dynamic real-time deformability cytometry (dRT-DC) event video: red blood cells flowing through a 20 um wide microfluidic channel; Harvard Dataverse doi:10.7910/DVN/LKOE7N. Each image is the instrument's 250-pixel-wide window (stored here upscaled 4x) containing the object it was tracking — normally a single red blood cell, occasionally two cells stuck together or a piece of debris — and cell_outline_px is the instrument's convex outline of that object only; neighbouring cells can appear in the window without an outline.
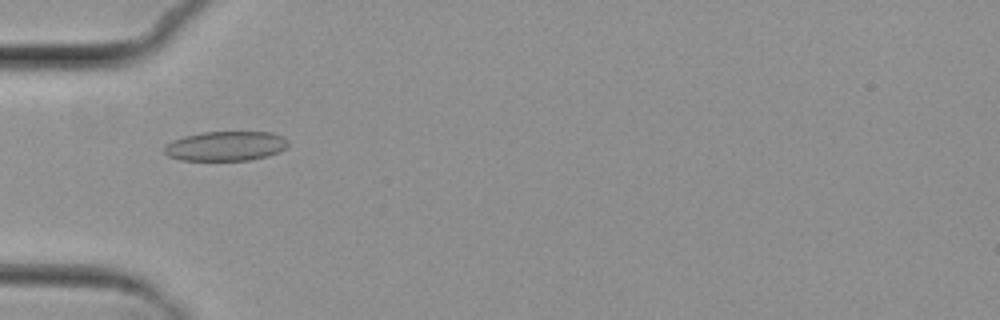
{"species": "common noctule bat (a hibernating species)", "species_latin": "Nyctalus noctula", "temperature_condition": "cold", "stored_images_in_passage": 7, "camera_frame_rate_fps": 3000, "um_per_image_px": 0.085, "animal": {"sex": "female", "body_mass_g": 29.2, "forearm_length_mm": 56.3}, "frame": {"image": 1, "passage_image": 5, "time_ms": 4.333, "image_size_px": [1000, 320], "cell_outline_px": [[288, 148], [280, 152], [268, 156], [248, 160], [180, 160], [168, 156], [164, 152], [164, 144], [172, 140], [184, 136], [204, 132], [272, 132], [284, 136], [288, 140]], "centroid_in_image_um": [19.21, 12.41], "position_along_channel_um": 65.8, "area_um2": 21.62}}
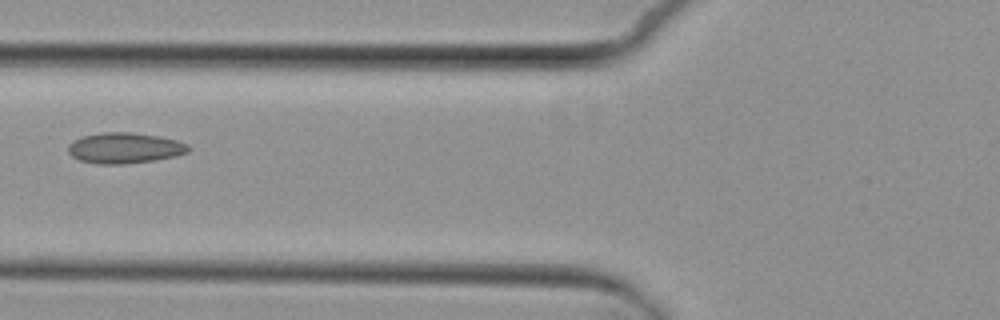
{"frame": {"image": 2, "passage_image": 6, "time_ms": 5.667, "image_size_px": [1000, 320], "cell_outline_px": [[192, 148], [188, 152], [176, 156], [156, 160], [124, 164], [96, 164], [80, 160], [72, 156], [68, 152], [68, 144], [80, 136], [104, 132], [132, 132], [160, 136], [176, 140], [188, 144]], "centroid_in_image_um": [10.61, 12.58], "position_along_channel_um": 115.2, "area_um2": 21.79}}
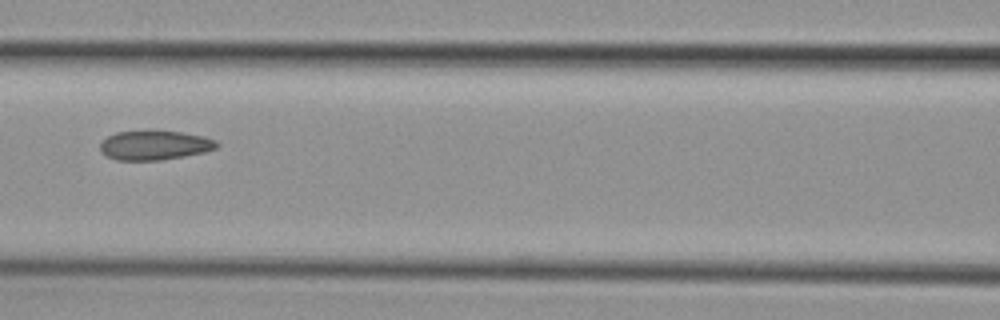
{"frame": {"image": 3, "passage_image": 7, "time_ms": 6.667, "image_size_px": [1000, 320], "cell_outline_px": [[220, 144], [216, 148], [204, 152], [184, 156], [160, 160], [116, 160], [100, 152], [100, 144], [108, 136], [116, 132], [148, 128], [152, 128], [180, 132], [204, 136], [216, 140]], "centroid_in_image_um": [13.13, 12.3], "position_along_channel_um": 153.5, "area_um2": 20.58}}